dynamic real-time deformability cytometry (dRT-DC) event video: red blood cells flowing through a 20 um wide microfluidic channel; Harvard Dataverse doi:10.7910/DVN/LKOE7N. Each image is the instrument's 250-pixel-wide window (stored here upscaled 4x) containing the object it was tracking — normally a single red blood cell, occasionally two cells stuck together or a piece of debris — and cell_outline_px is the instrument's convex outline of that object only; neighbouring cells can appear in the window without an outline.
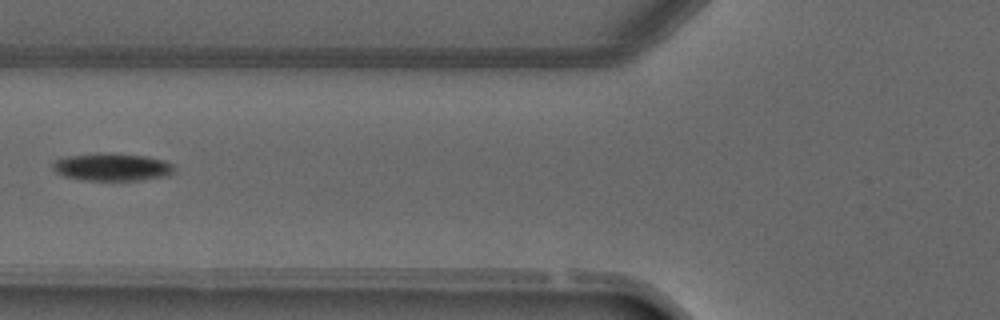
{"species": "common noctule bat (a hibernating species)", "species_latin": "Nyctalus noctula", "temperature_condition": "warm", "stored_images_in_passage": 3, "camera_frame_rate_fps": 3000, "um_per_image_px": 0.085, "animal": {"sex": "male", "forearm_length_mm": 52.5}, "frame": {"image": 1, "passage_image": 3, "time_ms": 3.0, "image_size_px": [1000, 320], "cell_outline_px": [[176, 168], [168, 176], [140, 180], [80, 180], [64, 176], [56, 172], [52, 168], [52, 164], [56, 160], [68, 156], [112, 152], [144, 156], [164, 160], [172, 164]], "centroid_in_image_um": [9.54, 14.2], "position_along_channel_um": 116.3, "area_um2": 19.59}}